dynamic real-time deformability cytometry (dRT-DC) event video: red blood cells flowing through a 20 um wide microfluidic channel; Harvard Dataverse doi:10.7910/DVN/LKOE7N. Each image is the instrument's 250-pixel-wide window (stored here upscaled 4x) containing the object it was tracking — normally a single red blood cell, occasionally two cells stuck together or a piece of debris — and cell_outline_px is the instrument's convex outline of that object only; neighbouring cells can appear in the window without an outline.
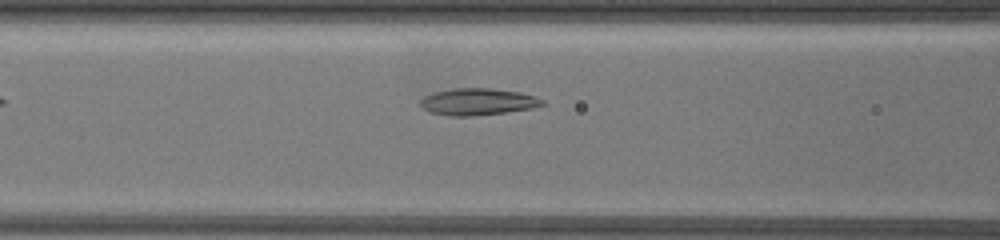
{"species": "common noctule bat (a hibernating species)", "species_latin": "Nyctalus noctula", "temperature_condition": "warm", "stored_images_in_passage": 4, "camera_frame_rate_fps": 3000, "um_per_image_px": 0.085, "animal": {"sex": "female", "body_mass_g": 19.5, "forearm_length_mm": 54.1}, "frame": {"image": 1, "passage_image": 4, "time_ms": 1.333, "image_size_px": [1000, 240], "cell_outline_px": [[548, 104], [532, 108], [504, 112], [468, 116], [452, 116], [428, 112], [420, 104], [420, 100], [424, 96], [432, 92], [452, 88], [492, 88], [520, 92], [536, 96], [544, 100]], "centroid_in_image_um": [40.62, 8.63], "position_along_channel_um": 126.0, "area_um2": 19.19}}